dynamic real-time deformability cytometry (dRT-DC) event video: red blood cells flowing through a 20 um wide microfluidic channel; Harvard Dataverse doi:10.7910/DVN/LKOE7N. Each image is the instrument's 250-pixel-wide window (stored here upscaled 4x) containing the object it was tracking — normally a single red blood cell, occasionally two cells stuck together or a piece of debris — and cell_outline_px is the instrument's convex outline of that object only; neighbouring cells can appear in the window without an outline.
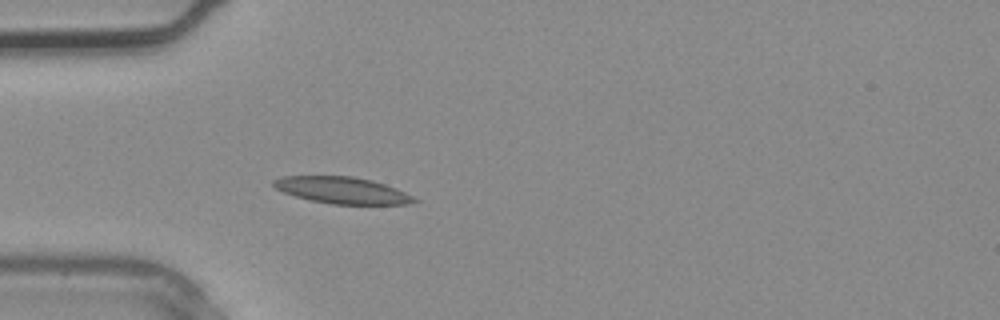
{"species": "common noctule bat (a hibernating species)", "species_latin": "Nyctalus noctula", "temperature_condition": "warm", "stored_images_in_passage": 2, "camera_frame_rate_fps": 3000, "um_per_image_px": 0.085, "animal": {"sex": "male", "body_mass_g": 20.4}, "frame": {"image": 1, "passage_image": 2, "time_ms": 0.333, "image_size_px": [1000, 320], "cell_outline_px": [[420, 200], [408, 204], [332, 204], [312, 200], [296, 196], [284, 192], [276, 188], [272, 184], [272, 180], [280, 176], [352, 176], [372, 180], [396, 188]], "centroid_in_image_um": [29.08, 16.16], "position_along_channel_um": 55.9, "area_um2": 21.68}}